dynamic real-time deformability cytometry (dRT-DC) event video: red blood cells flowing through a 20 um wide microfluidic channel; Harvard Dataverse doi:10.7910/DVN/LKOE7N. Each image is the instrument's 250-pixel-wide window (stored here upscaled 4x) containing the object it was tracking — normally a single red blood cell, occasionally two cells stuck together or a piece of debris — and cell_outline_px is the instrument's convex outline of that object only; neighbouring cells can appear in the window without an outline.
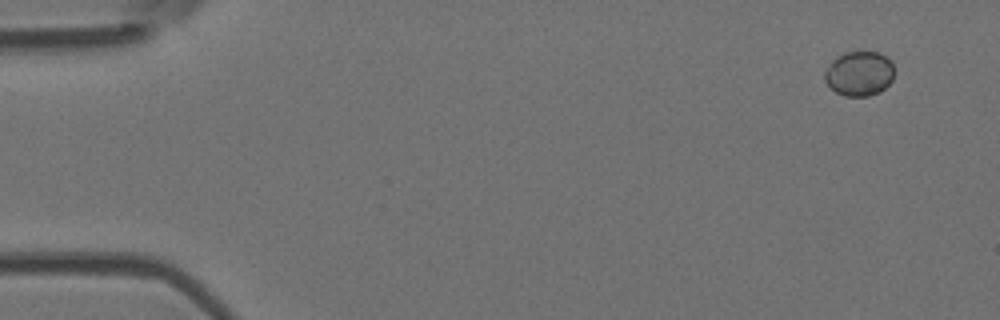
{"species": "Egyptian fruit bat (a non-hibernating species)", "species_latin": "Rousettus aegyptiacus", "temperature_condition": "room temperature", "stored_images_in_passage": 5, "camera_frame_rate_fps": 3000, "um_per_image_px": 0.085, "animal": {"sex": "female"}, "frame": {"image": 1, "passage_image": 5, "time_ms": 5.667, "image_size_px": [1000, 320], "cell_outline_px": [[892, 80], [880, 92], [868, 96], [844, 96], [836, 92], [824, 80], [824, 72], [828, 64], [836, 56], [844, 52], [880, 52], [888, 56], [892, 64]], "centroid_in_image_um": [73.01, 6.24], "position_along_channel_um": 12.0, "area_um2": 18.21}}